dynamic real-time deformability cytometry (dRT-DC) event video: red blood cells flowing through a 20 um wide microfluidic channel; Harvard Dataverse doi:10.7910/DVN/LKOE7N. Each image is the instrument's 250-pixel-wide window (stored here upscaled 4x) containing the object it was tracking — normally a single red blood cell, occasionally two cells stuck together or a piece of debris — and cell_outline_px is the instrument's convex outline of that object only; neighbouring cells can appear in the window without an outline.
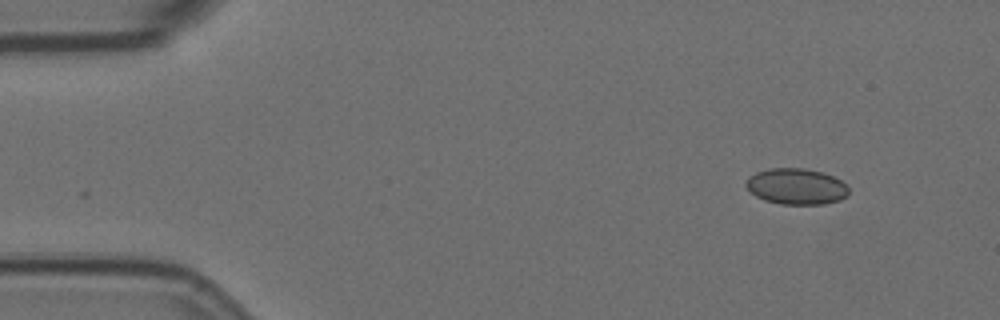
{"species": "Egyptian fruit bat (a non-hibernating species)", "species_latin": "Rousettus aegyptiacus", "temperature_condition": "room temperature", "stored_images_in_passage": 5, "camera_frame_rate_fps": 3000, "um_per_image_px": 0.085, "animal": {"sex": "female"}, "frame": {"image": 1, "passage_image": 1, "time_ms": 0.0, "image_size_px": [1000, 320], "cell_outline_px": [[848, 196], [840, 200], [824, 204], [780, 204], [764, 200], [756, 196], [744, 184], [748, 176], [756, 172], [768, 168], [804, 168], [820, 172], [832, 176], [840, 180], [848, 188]], "centroid_in_image_um": [67.66, 15.85], "position_along_channel_um": 17.3, "area_um2": 21.56}}
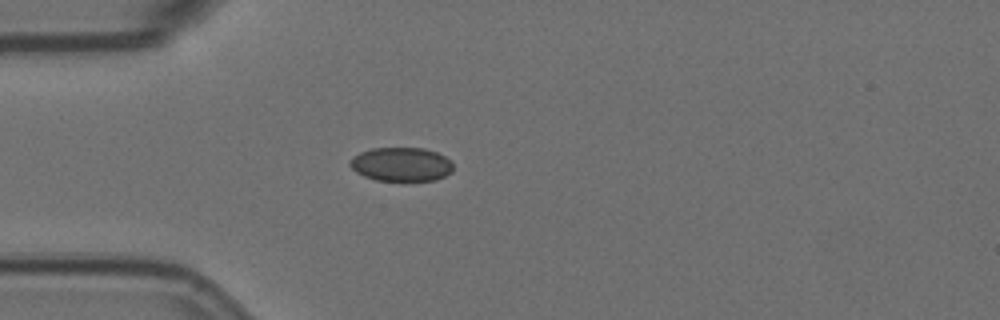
{"frame": {"image": 2, "passage_image": 4, "time_ms": 1.0, "image_size_px": [1000, 320], "cell_outline_px": [[452, 172], [436, 180], [404, 184], [376, 180], [364, 176], [356, 172], [348, 164], [348, 160], [352, 156], [360, 152], [372, 148], [424, 148], [436, 152], [452, 160]], "centroid_in_image_um": [34.1, 14.01], "position_along_channel_um": 50.9, "area_um2": 21.33}}